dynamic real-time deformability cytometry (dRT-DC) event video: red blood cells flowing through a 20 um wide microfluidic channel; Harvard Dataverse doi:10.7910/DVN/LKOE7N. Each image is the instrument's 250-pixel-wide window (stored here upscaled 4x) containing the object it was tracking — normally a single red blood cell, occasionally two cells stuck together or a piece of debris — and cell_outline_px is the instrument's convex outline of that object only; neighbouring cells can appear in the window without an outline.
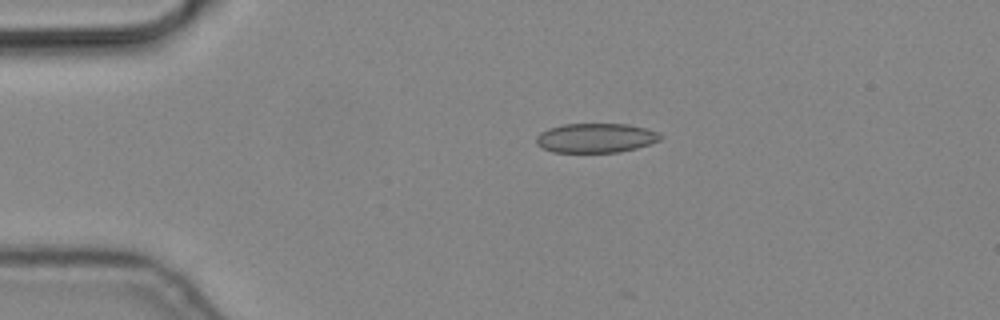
{"species": "common noctule bat (a hibernating species)", "species_latin": "Nyctalus noctula", "temperature_condition": "cold", "stored_images_in_passage": 4, "camera_frame_rate_fps": 3000, "um_per_image_px": 0.085, "animal": {"sex": "male", "body_mass_g": 19.2, "forearm_length_mm": 51.8}, "frame": {"image": 1, "passage_image": 2, "time_ms": 0.333, "image_size_px": [1000, 320], "cell_outline_px": [[664, 136], [660, 140], [636, 148], [620, 152], [552, 152], [536, 144], [536, 136], [540, 132], [548, 128], [564, 124], [628, 124], [644, 128], [656, 132]], "centroid_in_image_um": [50.61, 11.72], "position_along_channel_um": 34.4, "area_um2": 21.21}}
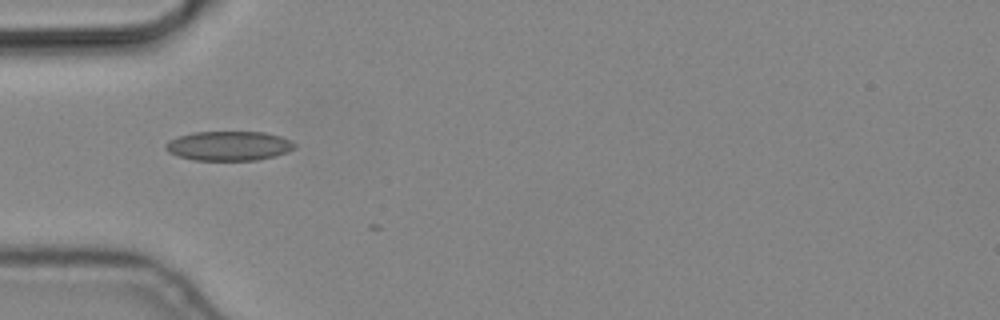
{"frame": {"image": 2, "passage_image": 3, "time_ms": 0.667, "image_size_px": [1000, 320], "cell_outline_px": [[296, 148], [288, 152], [276, 156], [256, 160], [192, 160], [168, 152], [164, 148], [164, 144], [168, 140], [180, 136], [196, 132], [264, 132], [280, 136], [296, 144]], "centroid_in_image_um": [19.45, 12.4], "position_along_channel_um": 65.5, "area_um2": 22.14}}